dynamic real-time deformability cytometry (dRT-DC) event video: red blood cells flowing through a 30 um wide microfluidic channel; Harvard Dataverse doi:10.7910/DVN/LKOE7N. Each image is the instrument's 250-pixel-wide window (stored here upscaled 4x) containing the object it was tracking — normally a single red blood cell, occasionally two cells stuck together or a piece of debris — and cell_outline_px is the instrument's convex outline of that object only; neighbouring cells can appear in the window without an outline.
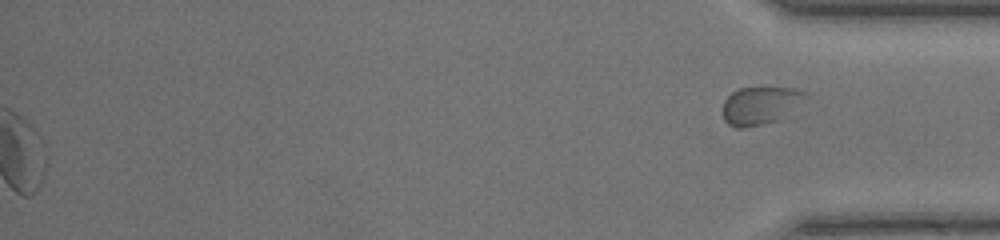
{"species": "common noctule bat (a hibernating species)", "species_latin": "Nyctalus noctula", "temperature_condition": "warm", "stored_images_in_passage": 49, "segment_of_instrument_passage": [2, 2], "camera_frame_rate_fps": 3000, "um_per_image_px": 0.085, "animal": {"sex": "female", "body_mass_g": 17.0, "forearm_length_mm": 48.0}, "frame": {"image": 1, "passage_image": 49, "time_ms": 16.0, "image_size_px": [1000, 240], "cell_outline_px": [[808, 96], [776, 120], [744, 128], [736, 128], [728, 124], [724, 120], [724, 100], [732, 92], [740, 88], [792, 88], [804, 92]], "centroid_in_image_um": [64.55, 8.96], "position_along_channel_um": 370.6, "area_um2": 17.51}}